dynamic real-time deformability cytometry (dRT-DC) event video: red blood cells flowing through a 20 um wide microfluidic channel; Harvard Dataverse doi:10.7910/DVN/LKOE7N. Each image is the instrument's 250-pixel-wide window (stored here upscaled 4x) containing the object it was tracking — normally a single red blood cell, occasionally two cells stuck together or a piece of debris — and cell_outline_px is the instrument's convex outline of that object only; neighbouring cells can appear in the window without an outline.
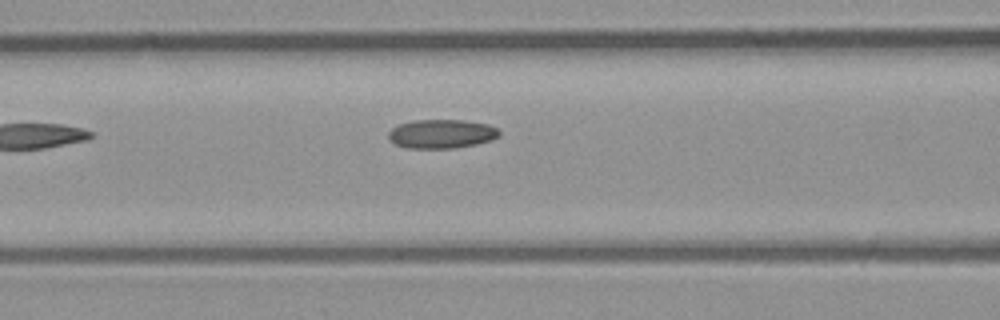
{"species": "common noctule bat (a hibernating species)", "species_latin": "Nyctalus noctula", "temperature_condition": "room temperature", "stored_images_in_passage": 4, "camera_frame_rate_fps": 3000, "um_per_image_px": 0.085, "animal": {"sex": "male", "body_mass_g": 23.1, "forearm_length_mm": 52.7}, "frame": {"image": 1, "passage_image": 4, "time_ms": 1.0, "image_size_px": [1000, 320], "cell_outline_px": [[500, 136], [492, 140], [476, 144], [456, 148], [408, 148], [396, 144], [388, 140], [388, 132], [392, 128], [400, 124], [416, 120], [464, 120], [488, 124], [496, 128], [500, 132]], "centroid_in_image_um": [37.54, 11.38], "position_along_channel_um": 129.1, "area_um2": 18.73}}